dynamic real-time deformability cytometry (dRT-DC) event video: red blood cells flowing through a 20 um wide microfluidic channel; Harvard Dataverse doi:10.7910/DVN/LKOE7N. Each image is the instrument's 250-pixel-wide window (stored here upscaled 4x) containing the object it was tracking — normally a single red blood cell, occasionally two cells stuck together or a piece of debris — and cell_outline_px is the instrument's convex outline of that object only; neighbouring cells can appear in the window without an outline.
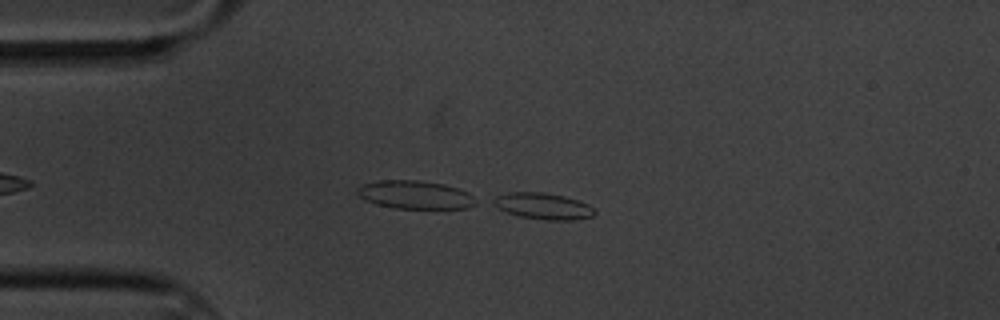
{"species": "common noctule bat (a hibernating species)", "species_latin": "Nyctalus noctula", "temperature_condition": "cold", "stored_images_in_passage": 11, "camera_frame_rate_fps": 3000, "um_per_image_px": 0.085, "animal": {"sex": "male", "body_mass_g": 20.1, "forearm_length_mm": 53.5}, "frame": {"image": 1, "passage_image": 11, "time_ms": 3.333, "image_size_px": [1000, 320], "cell_outline_px": [[596, 212], [592, 216], [572, 220], [548, 220], [520, 216], [496, 208], [488, 204], [488, 200], [496, 196], [508, 192], [544, 192], [564, 196], [588, 204]], "centroid_in_image_um": [46.06, 17.5], "position_along_channel_um": 38.9, "area_um2": 15.66}}